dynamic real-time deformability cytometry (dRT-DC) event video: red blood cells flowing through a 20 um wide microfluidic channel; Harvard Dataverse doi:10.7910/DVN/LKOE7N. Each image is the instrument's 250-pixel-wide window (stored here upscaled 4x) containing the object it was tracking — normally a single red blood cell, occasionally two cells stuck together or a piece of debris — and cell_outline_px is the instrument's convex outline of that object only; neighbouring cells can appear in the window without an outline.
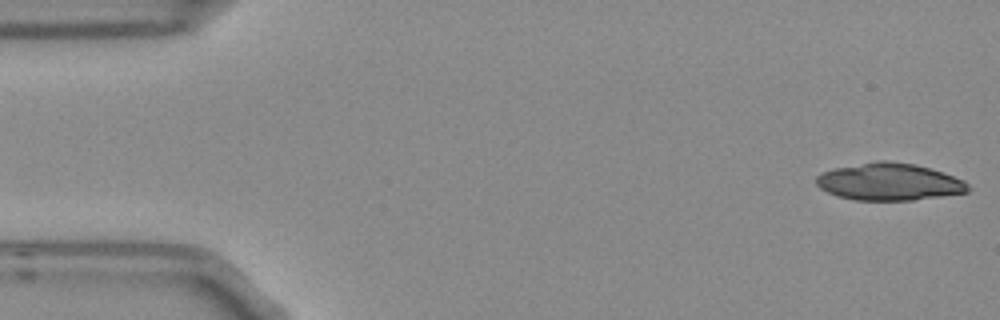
{"species": "Egyptian fruit bat (a non-hibernating species)", "species_latin": "Rousettus aegyptiacus", "temperature_condition": "room temperature", "stored_images_in_passage": 5, "camera_frame_rate_fps": 3000, "um_per_image_px": 0.085, "frame": {"image": 1, "passage_image": 1, "time_ms": 0.0, "image_size_px": [1000, 320], "cell_outline_px": [[972, 188], [968, 192], [912, 200], [856, 200], [836, 196], [820, 188], [816, 184], [816, 176], [820, 172], [832, 168], [876, 160], [888, 160], [916, 164], [964, 180]], "centroid_in_image_um": [75.54, 15.44], "position_along_channel_um": 9.5, "area_um2": 33.06}}